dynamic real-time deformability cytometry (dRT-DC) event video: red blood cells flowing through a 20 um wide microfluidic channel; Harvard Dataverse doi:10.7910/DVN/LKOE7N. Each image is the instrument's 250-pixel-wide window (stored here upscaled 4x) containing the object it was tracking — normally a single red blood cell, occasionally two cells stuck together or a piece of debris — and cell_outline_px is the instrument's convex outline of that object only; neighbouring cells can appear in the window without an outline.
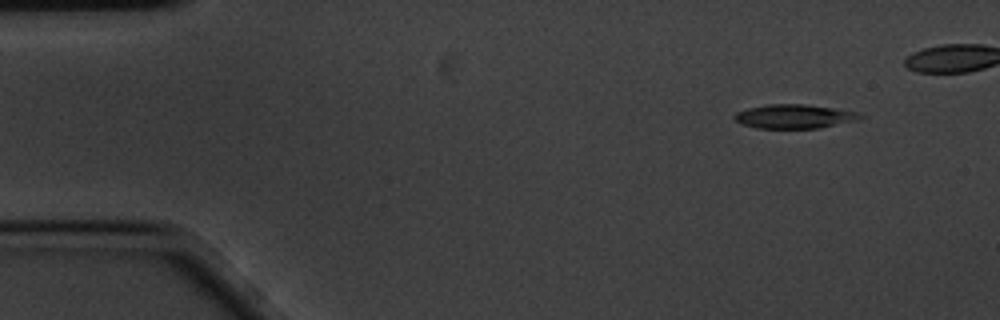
{"species": "common noctule bat (a hibernating species)", "species_latin": "Nyctalus noctula", "temperature_condition": "cold", "stored_images_in_passage": 4, "camera_frame_rate_fps": 3000, "um_per_image_px": 0.085, "animal": {"sex": "male", "body_mass_g": 20.1, "forearm_length_mm": 53.5}, "frame": {"image": 1, "passage_image": 1, "time_ms": 0.0, "image_size_px": [1000, 320], "cell_outline_px": [[864, 116], [860, 120], [820, 128], [756, 128], [744, 124], [736, 120], [732, 116], [736, 112], [748, 108], [764, 104], [804, 104], [860, 112]], "centroid_in_image_um": [67.55, 9.89], "position_along_channel_um": 17.4, "area_um2": 17.69}}